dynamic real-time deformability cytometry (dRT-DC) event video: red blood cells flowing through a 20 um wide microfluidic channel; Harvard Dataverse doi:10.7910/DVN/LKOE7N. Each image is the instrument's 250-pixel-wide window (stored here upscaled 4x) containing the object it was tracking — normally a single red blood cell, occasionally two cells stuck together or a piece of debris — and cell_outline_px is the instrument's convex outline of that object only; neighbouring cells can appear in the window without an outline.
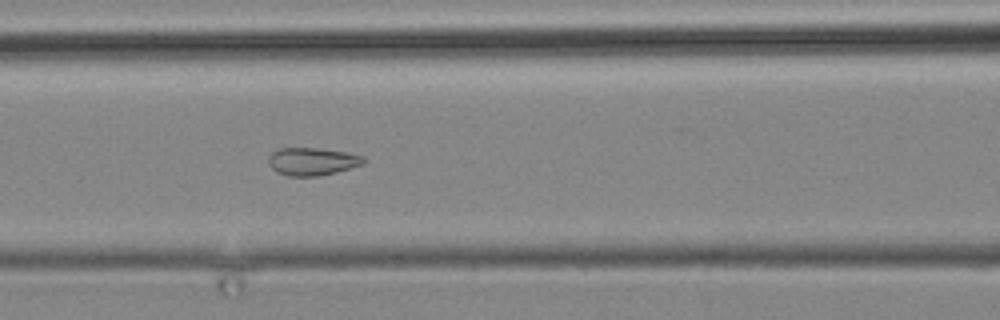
{"species": "common noctule bat (a hibernating species)", "species_latin": "Nyctalus noctula", "temperature_condition": "cold", "stored_images_in_passage": 11, "camera_frame_rate_fps": 3000, "um_per_image_px": 0.085, "animal": {"sex": "male", "body_mass_g": 19.2, "forearm_length_mm": 51.8}, "frame": {"image": 1, "passage_image": 11, "time_ms": 13.0, "image_size_px": [1000, 320], "cell_outline_px": [[364, 164], [336, 172], [316, 176], [288, 176], [276, 172], [268, 164], [268, 156], [272, 152], [280, 148], [316, 148], [348, 152], [364, 156]], "centroid_in_image_um": [26.52, 13.72], "position_along_channel_um": 140.1, "area_um2": 15.43}}